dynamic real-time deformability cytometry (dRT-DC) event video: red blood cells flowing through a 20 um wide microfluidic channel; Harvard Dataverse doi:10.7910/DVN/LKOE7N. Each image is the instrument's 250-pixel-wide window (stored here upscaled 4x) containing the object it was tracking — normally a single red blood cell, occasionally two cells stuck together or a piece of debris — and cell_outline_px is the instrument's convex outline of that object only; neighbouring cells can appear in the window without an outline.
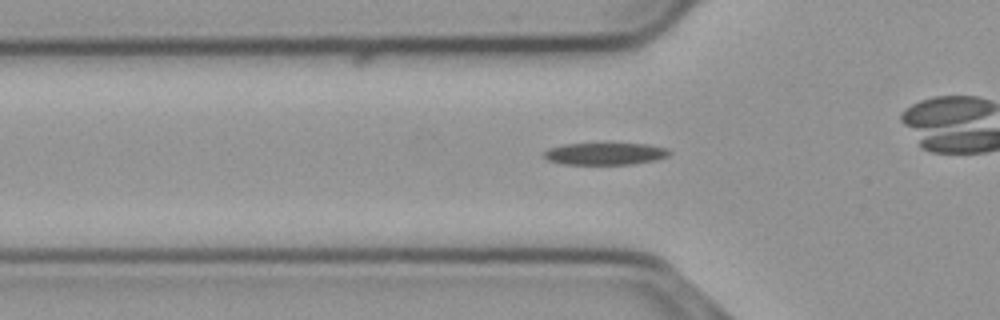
{"species": "common noctule bat (a hibernating species)", "species_latin": "Nyctalus noctula", "temperature_condition": "cold", "stored_images_in_passage": 38, "camera_frame_rate_fps": 3000, "um_per_image_px": 0.085, "animal": {"sex": "male", "body_mass_g": 23.1, "forearm_length_mm": 52.7}, "frame": {"image": 1, "passage_image": 11, "time_ms": 3.333, "image_size_px": [1000, 320], "cell_outline_px": [[672, 152], [668, 156], [656, 160], [632, 164], [564, 164], [548, 160], [544, 156], [544, 152], [548, 148], [564, 144], [644, 144], [668, 148]], "centroid_in_image_um": [51.46, 13.07], "position_along_channel_um": 74.3, "area_um2": 16.01}}
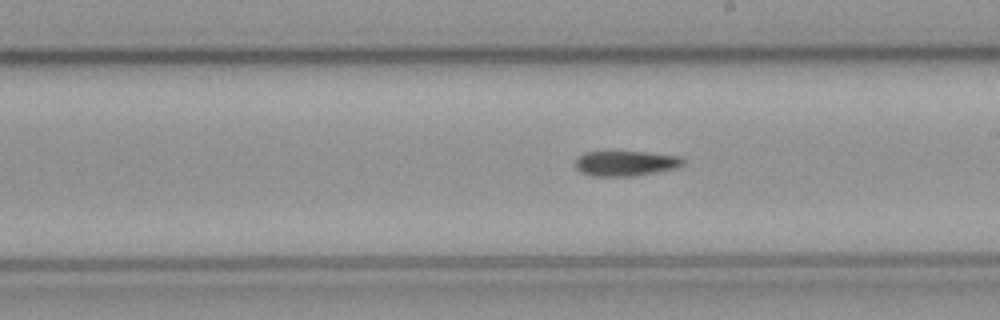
{"frame": {"image": 2, "passage_image": 24, "time_ms": 7.667, "image_size_px": [1000, 320], "cell_outline_px": [[684, 164], [676, 168], [636, 176], [592, 176], [580, 172], [576, 168], [576, 156], [584, 152], [644, 152], [680, 156], [684, 160]], "centroid_in_image_um": [53.16, 13.89], "position_along_channel_um": 235.8, "area_um2": 15.84}}
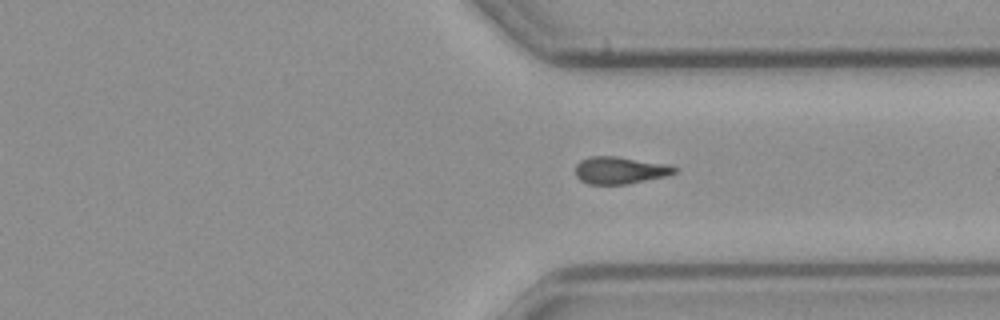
{"frame": {"image": 3, "passage_image": 34, "time_ms": 11.0, "image_size_px": [1000, 320], "cell_outline_px": [[680, 168], [676, 172], [668, 176], [628, 184], [588, 184], [580, 180], [576, 176], [576, 164], [580, 160], [592, 156], [616, 156], [672, 164]], "centroid_in_image_um": [52.77, 14.47], "position_along_channel_um": 358.6, "area_um2": 16.07}}